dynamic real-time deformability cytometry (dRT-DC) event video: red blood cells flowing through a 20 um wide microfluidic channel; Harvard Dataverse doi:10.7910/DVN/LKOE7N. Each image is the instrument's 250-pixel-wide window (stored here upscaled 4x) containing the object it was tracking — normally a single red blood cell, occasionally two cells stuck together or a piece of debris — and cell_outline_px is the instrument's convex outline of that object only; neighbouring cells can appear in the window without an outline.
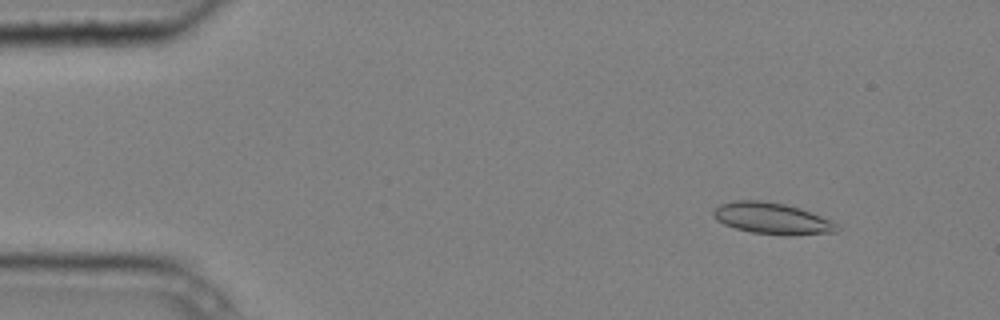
{"species": "common noctule bat (a hibernating species)", "species_latin": "Nyctalus noctula", "temperature_condition": "cold", "stored_images_in_passage": 4, "camera_frame_rate_fps": 3000, "um_per_image_px": 0.085, "animal": {"sex": "male", "body_mass_g": 20.4}, "frame": {"image": 1, "passage_image": 1, "time_ms": 0.0, "image_size_px": [1000, 320], "cell_outline_px": [[840, 228], [836, 232], [792, 236], [788, 236], [752, 232], [736, 228], [724, 224], [716, 220], [712, 216], [712, 212], [720, 204], [736, 200], [760, 200], [784, 204], [800, 208], [820, 216], [836, 224]], "centroid_in_image_um": [65.61, 18.57], "position_along_channel_um": 19.4, "area_um2": 22.54}}